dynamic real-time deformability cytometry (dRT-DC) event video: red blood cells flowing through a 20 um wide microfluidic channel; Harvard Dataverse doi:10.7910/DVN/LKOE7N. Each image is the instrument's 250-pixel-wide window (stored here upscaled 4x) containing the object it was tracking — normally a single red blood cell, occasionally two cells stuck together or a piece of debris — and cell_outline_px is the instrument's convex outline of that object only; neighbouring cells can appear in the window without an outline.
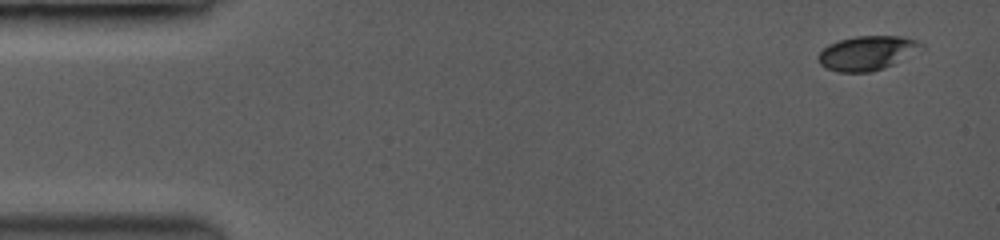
{"species": "common noctule bat (a hibernating species)", "species_latin": "Nyctalus noctula", "temperature_condition": "room temperature", "stored_images_in_passage": 6, "camera_frame_rate_fps": 3500, "um_per_image_px": 0.085, "animal": {"sex": "female", "body_mass_g": 19.0, "forearm_length_mm": 53.3}, "frame": {"image": 1, "passage_image": 1, "time_ms": 0.0, "image_size_px": [1000, 240], "cell_outline_px": [[920, 44], [892, 64], [884, 68], [872, 72], [840, 72], [828, 68], [820, 64], [820, 52], [824, 48], [840, 40], [856, 36], [900, 36], [916, 40]], "centroid_in_image_um": [73.59, 4.51], "position_along_channel_um": 11.4, "area_um2": 19.36}}
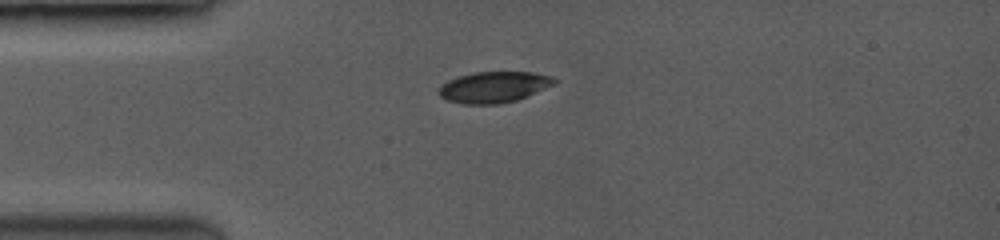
{"frame": {"image": 2, "passage_image": 4, "time_ms": 3.429, "image_size_px": [1000, 240], "cell_outline_px": [[556, 80], [552, 84], [516, 100], [500, 104], [464, 104], [448, 100], [440, 96], [440, 88], [448, 80], [460, 76], [476, 72], [532, 72], [552, 76]], "centroid_in_image_um": [41.96, 7.4], "position_along_channel_um": 43.0, "area_um2": 20.35}}
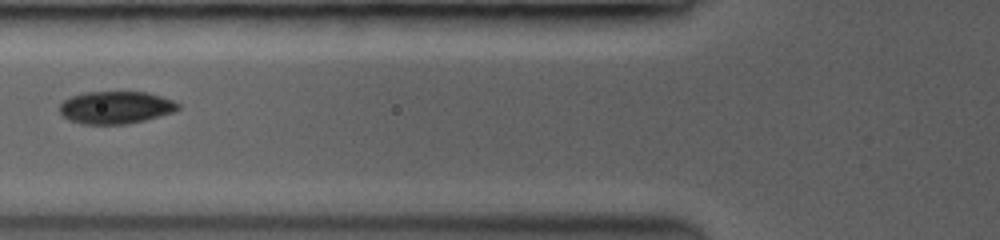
{"frame": {"image": 3, "passage_image": 6, "time_ms": 5.714, "image_size_px": [1000, 240], "cell_outline_px": [[180, 108], [172, 112], [144, 120], [124, 124], [80, 124], [68, 120], [60, 112], [60, 104], [64, 100], [72, 96], [88, 92], [144, 92], [172, 100], [180, 104]], "centroid_in_image_um": [9.8, 9.14], "position_along_channel_um": 116.0, "area_um2": 22.14}}